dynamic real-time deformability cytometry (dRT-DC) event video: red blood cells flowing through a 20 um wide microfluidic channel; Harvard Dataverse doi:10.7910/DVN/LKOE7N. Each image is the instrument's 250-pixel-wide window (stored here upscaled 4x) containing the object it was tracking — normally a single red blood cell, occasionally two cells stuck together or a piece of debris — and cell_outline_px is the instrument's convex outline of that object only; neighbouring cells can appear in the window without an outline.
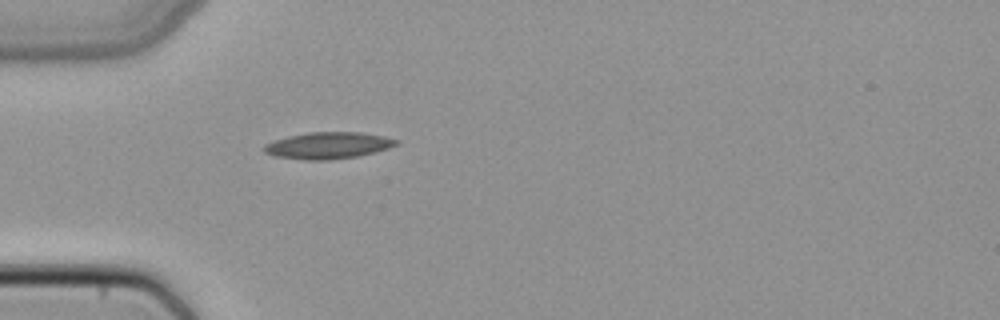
{"species": "common noctule bat (a hibernating species)", "species_latin": "Nyctalus noctula", "temperature_condition": "cold", "stored_images_in_passage": 35, "camera_frame_rate_fps": 3000, "um_per_image_px": 0.085, "animal": {"sex": "female", "body_mass_g": 22.7, "forearm_length_mm": 54.2}, "frame": {"image": 1, "passage_image": 1, "time_ms": 0.0, "image_size_px": [1000, 320], "cell_outline_px": [[400, 144], [376, 152], [360, 156], [328, 160], [304, 160], [276, 156], [264, 152], [264, 144], [288, 136], [308, 132], [360, 132], [384, 136], [400, 140]], "centroid_in_image_um": [27.94, 12.36], "position_along_channel_um": 57.1, "area_um2": 20.63}}
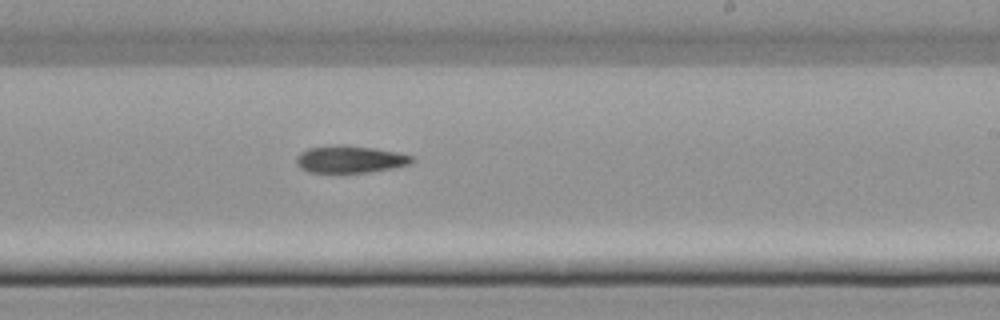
{"frame": {"image": 2, "passage_image": 16, "time_ms": 5.0, "image_size_px": [1000, 320], "cell_outline_px": [[416, 160], [412, 164], [396, 168], [368, 172], [308, 172], [300, 168], [296, 164], [296, 156], [300, 152], [308, 148], [336, 144], [344, 144], [376, 148], [400, 152], [416, 156]], "centroid_in_image_um": [29.83, 13.52], "position_along_channel_um": 259.2, "area_um2": 18.9}}
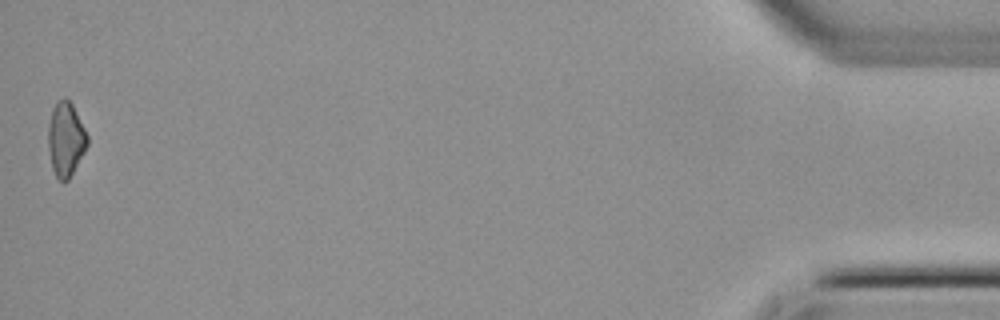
{"frame": {"image": 3, "passage_image": 35, "time_ms": 11.333, "image_size_px": [1000, 320], "cell_outline_px": [[88, 144], [84, 152], [68, 180], [60, 180], [56, 176], [52, 168], [48, 148], [48, 124], [52, 108], [56, 100], [64, 96], [72, 104], [88, 136]], "centroid_in_image_um": [5.57, 11.79], "position_along_channel_um": 429.6, "area_um2": 16.88}}